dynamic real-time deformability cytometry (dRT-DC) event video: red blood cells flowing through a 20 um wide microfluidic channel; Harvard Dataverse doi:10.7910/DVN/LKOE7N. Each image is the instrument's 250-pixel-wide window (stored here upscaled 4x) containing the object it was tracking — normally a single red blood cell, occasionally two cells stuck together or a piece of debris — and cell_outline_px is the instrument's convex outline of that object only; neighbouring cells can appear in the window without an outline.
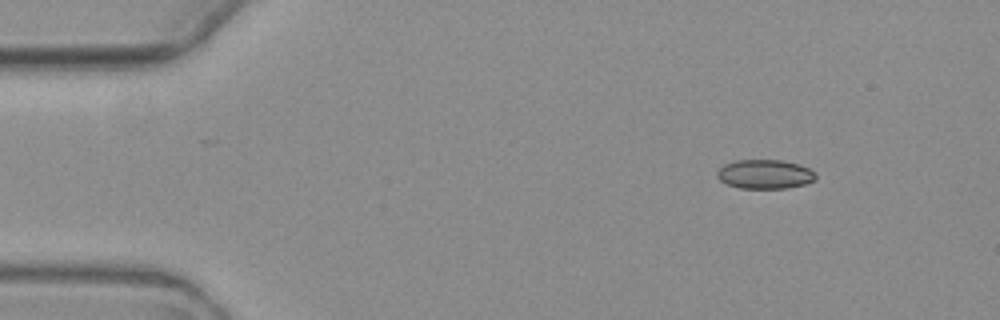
{"species": "common noctule bat (a hibernating species)", "species_latin": "Nyctalus noctula", "temperature_condition": "warm", "stored_images_in_passage": 5, "camera_frame_rate_fps": 3000, "um_per_image_px": 0.085, "animal": {"sex": "female", "body_mass_g": 19.3, "forearm_length_mm": 54.1}, "frame": {"image": 1, "passage_image": 2, "time_ms": 1.0, "image_size_px": [1000, 320], "cell_outline_px": [[816, 180], [804, 184], [784, 188], [740, 188], [728, 184], [720, 180], [716, 176], [716, 172], [724, 164], [736, 160], [780, 160], [800, 164], [816, 172]], "centroid_in_image_um": [65.02, 14.8], "position_along_channel_um": 20.0, "area_um2": 16.76}}